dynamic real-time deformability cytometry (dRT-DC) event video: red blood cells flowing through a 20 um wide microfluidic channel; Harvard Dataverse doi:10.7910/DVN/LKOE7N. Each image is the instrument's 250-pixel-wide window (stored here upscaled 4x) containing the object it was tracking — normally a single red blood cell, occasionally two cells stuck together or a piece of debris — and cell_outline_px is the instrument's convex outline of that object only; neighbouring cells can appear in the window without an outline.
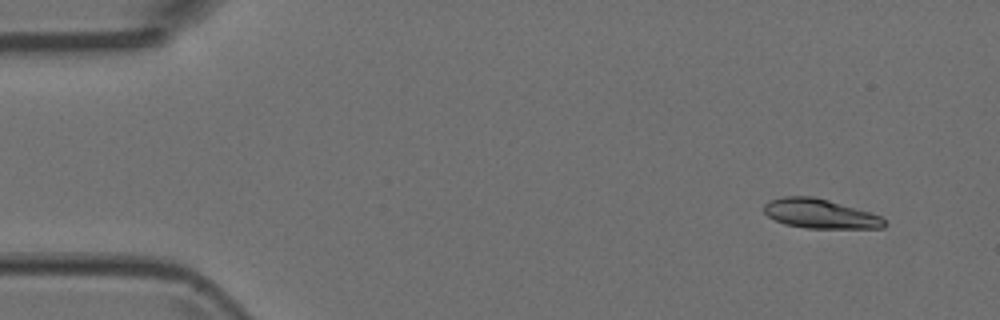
{"species": "Egyptian fruit bat (a non-hibernating species)", "species_latin": "Rousettus aegyptiacus", "temperature_condition": "room temperature", "stored_images_in_passage": 4, "camera_frame_rate_fps": 3000, "um_per_image_px": 0.085, "animal": {"sex": "female"}, "frame": {"image": 1, "passage_image": 1, "time_ms": 0.0, "image_size_px": [1000, 320], "cell_outline_px": [[884, 228], [808, 228], [784, 224], [768, 216], [764, 212], [764, 204], [768, 200], [784, 196], [816, 196], [868, 212], [880, 216], [884, 220]], "centroid_in_image_um": [69.65, 18.15], "position_along_channel_um": 15.3, "area_um2": 20.46}}
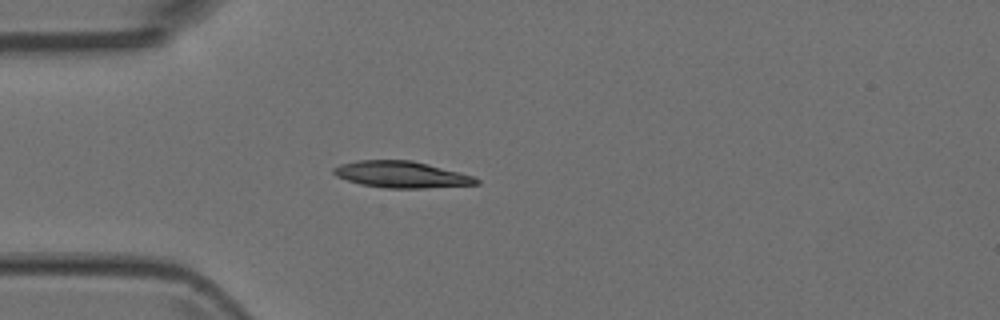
{"frame": {"image": 2, "passage_image": 4, "time_ms": 1.0, "image_size_px": [1000, 320], "cell_outline_px": [[480, 184], [424, 188], [384, 188], [360, 184], [336, 176], [332, 172], [332, 168], [340, 164], [356, 160], [412, 160], [428, 164], [472, 176], [480, 180]], "centroid_in_image_um": [34.08, 14.83], "position_along_channel_um": 50.9, "area_um2": 21.96}}